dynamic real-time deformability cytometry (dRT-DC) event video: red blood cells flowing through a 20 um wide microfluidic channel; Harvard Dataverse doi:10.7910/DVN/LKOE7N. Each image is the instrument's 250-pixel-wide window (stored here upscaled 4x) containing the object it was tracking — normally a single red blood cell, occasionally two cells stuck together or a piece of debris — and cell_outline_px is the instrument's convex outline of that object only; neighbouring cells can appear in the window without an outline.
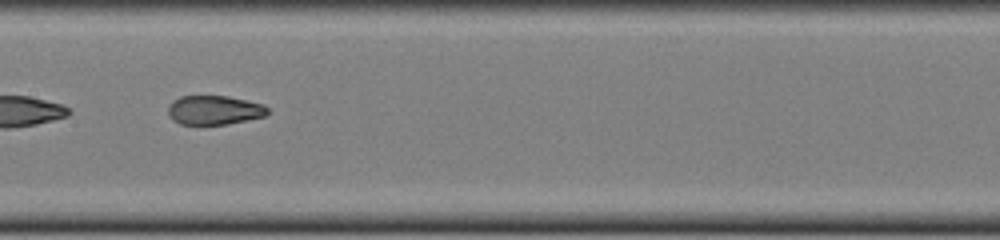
{"species": "common noctule bat (a hibernating species)", "species_latin": "Nyctalus noctula", "temperature_condition": "cold", "stored_images_in_passage": 34, "camera_frame_rate_fps": 3000, "um_per_image_px": 0.085, "animal": {"sex": "female", "body_mass_g": 22.0, "forearm_length_mm": 56.7}, "frame": {"image": 1, "passage_image": 25, "time_ms": 8.0, "image_size_px": [1000, 240], "cell_outline_px": [[268, 112], [264, 116], [224, 124], [180, 124], [172, 120], [168, 112], [168, 104], [172, 100], [180, 96], [228, 96], [264, 104], [268, 108]], "centroid_in_image_um": [18.17, 9.34], "position_along_channel_um": 189.2, "area_um2": 16.82}}